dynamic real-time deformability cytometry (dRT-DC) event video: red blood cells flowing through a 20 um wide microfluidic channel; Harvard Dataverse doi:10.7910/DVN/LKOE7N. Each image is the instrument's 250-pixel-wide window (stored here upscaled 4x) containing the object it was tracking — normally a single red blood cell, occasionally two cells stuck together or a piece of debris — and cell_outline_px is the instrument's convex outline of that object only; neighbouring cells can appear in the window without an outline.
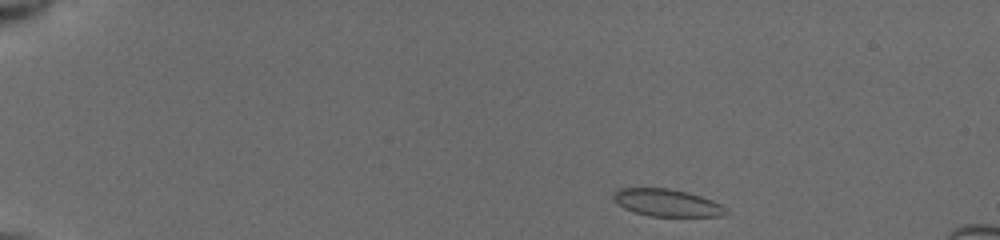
{"species": "common noctule bat (a hibernating species)", "species_latin": "Nyctalus noctula", "temperature_condition": "cold", "stored_images_in_passage": 64, "camera_frame_rate_fps": 3000, "um_per_image_px": 0.085, "animal": {"sex": "female", "body_mass_g": 19.5, "forearm_length_mm": 54.1}, "frame": {"image": 1, "passage_image": 1, "time_ms": 0.0, "image_size_px": [1000, 240], "cell_outline_px": [[728, 212], [720, 216], [648, 216], [624, 208], [616, 204], [612, 200], [612, 196], [616, 188], [668, 188], [688, 192], [712, 200], [728, 208]], "centroid_in_image_um": [56.65, 17.23], "position_along_channel_um": 28.3, "area_um2": 18.03}}
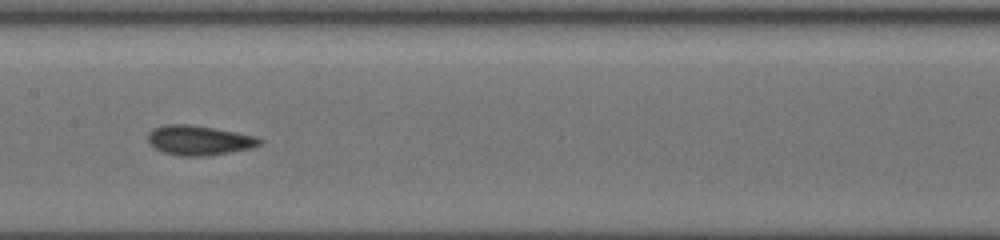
{"frame": {"image": 2, "passage_image": 32, "time_ms": 6.667, "image_size_px": [1000, 240], "cell_outline_px": [[264, 140], [260, 144], [252, 148], [232, 152], [204, 156], [180, 156], [164, 152], [156, 148], [148, 140], [148, 132], [152, 128], [164, 124], [188, 124], [236, 132], [256, 136]], "centroid_in_image_um": [16.93, 11.92], "position_along_channel_um": 190.5, "area_um2": 19.31}}
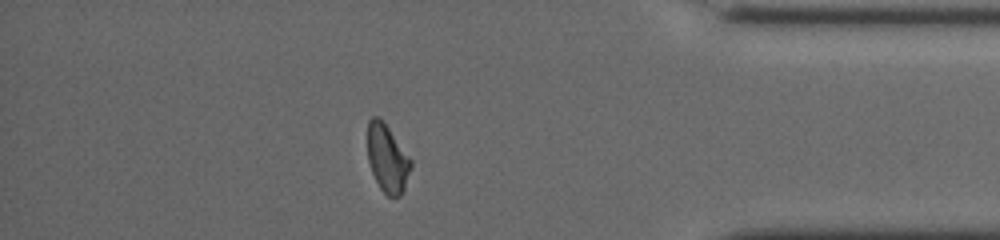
{"frame": {"image": 3, "passage_image": 57, "time_ms": 12.667, "image_size_px": [1000, 240], "cell_outline_px": [[412, 164], [404, 192], [400, 196], [388, 196], [380, 188], [372, 172], [368, 160], [368, 120], [372, 116], [376, 116], [388, 128], [412, 160]], "centroid_in_image_um": [32.93, 13.5], "position_along_channel_um": 402.3, "area_um2": 16.88}, "authors_computed_cell_mechanics": {"area_um2": 18.1203, "velocity_mm_per_s": 3.9333, "shape_relaxation_time_tau1_ms": null, "shape_relaxation_time_tau2_ms": 4.4067, "deformation_change_tau1": null, "deformation_change_tau2": 0.0764}}